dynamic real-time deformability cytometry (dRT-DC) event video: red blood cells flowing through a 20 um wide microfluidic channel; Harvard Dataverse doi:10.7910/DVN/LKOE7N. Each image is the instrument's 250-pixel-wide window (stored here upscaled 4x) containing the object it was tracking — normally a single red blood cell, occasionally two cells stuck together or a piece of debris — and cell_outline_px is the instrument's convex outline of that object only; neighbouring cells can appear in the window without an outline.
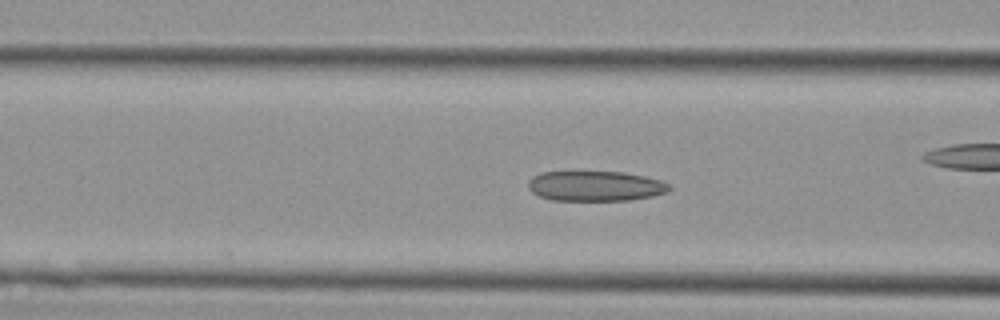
{"species": "Egyptian fruit bat (a non-hibernating species)", "species_latin": "Rousettus aegyptiacus", "temperature_condition": "cold", "stored_images_in_passage": 32, "camera_frame_rate_fps": 3000, "um_per_image_px": 0.085, "animal": {"sex": "female"}, "frame": {"image": 1, "passage_image": 5, "time_ms": 1.333, "image_size_px": [1000, 320], "cell_outline_px": [[672, 188], [668, 192], [652, 196], [628, 200], [552, 200], [540, 196], [532, 192], [528, 188], [528, 180], [532, 176], [540, 172], [624, 172], [644, 176], [660, 180], [668, 184]], "centroid_in_image_um": [50.59, 15.81], "position_along_channel_um": 116.0, "area_um2": 24.74}}
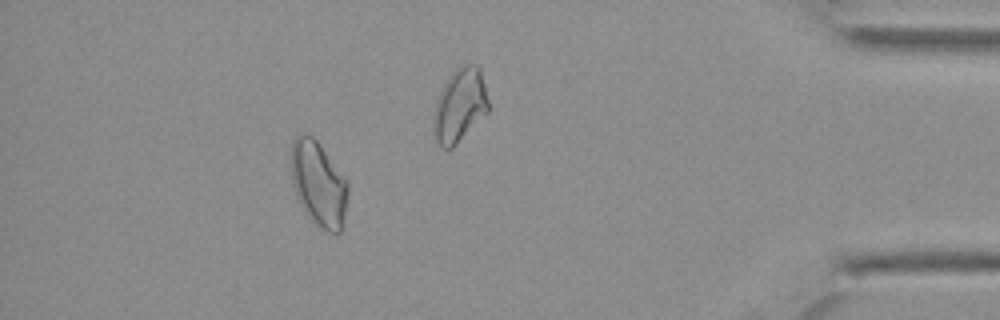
{"frame": {"image": 2, "passage_image": 28, "time_ms": 9.0, "image_size_px": [1000, 320], "cell_outline_px": [[348, 192], [344, 216], [340, 232], [328, 232], [320, 228], [308, 216], [300, 204], [296, 196], [292, 184], [292, 140], [300, 132], [304, 132], [312, 136], [316, 140], [348, 184]], "centroid_in_image_um": [27.05, 15.63], "position_along_channel_um": 408.2, "area_um2": 27.57}}